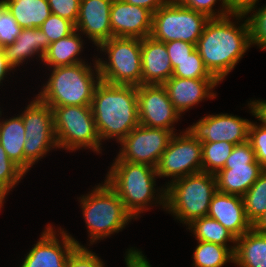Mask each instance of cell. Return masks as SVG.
<instances>
[{"instance_id":"1","label":"cell","mask_w":266,"mask_h":267,"mask_svg":"<svg viewBox=\"0 0 266 267\" xmlns=\"http://www.w3.org/2000/svg\"><path fill=\"white\" fill-rule=\"evenodd\" d=\"M230 16L241 20L246 15L233 13L222 18H211L196 44L205 67L219 82L232 72L252 45L248 19L238 26Z\"/></svg>"},{"instance_id":"2","label":"cell","mask_w":266,"mask_h":267,"mask_svg":"<svg viewBox=\"0 0 266 267\" xmlns=\"http://www.w3.org/2000/svg\"><path fill=\"white\" fill-rule=\"evenodd\" d=\"M100 141L115 138L120 143L139 122L137 87L100 81L91 102Z\"/></svg>"},{"instance_id":"3","label":"cell","mask_w":266,"mask_h":267,"mask_svg":"<svg viewBox=\"0 0 266 267\" xmlns=\"http://www.w3.org/2000/svg\"><path fill=\"white\" fill-rule=\"evenodd\" d=\"M157 176L156 168L150 165L115 161L104 181L117 193L125 209L138 219L151 204L166 208V188L161 187L159 192L154 188Z\"/></svg>"},{"instance_id":"4","label":"cell","mask_w":266,"mask_h":267,"mask_svg":"<svg viewBox=\"0 0 266 267\" xmlns=\"http://www.w3.org/2000/svg\"><path fill=\"white\" fill-rule=\"evenodd\" d=\"M93 67L95 73L86 62L51 68V76L37 97L50 107L91 106L95 88L101 81L96 59Z\"/></svg>"},{"instance_id":"5","label":"cell","mask_w":266,"mask_h":267,"mask_svg":"<svg viewBox=\"0 0 266 267\" xmlns=\"http://www.w3.org/2000/svg\"><path fill=\"white\" fill-rule=\"evenodd\" d=\"M166 188V211L187 225L207 216L217 192L215 174L200 172L170 181Z\"/></svg>"},{"instance_id":"6","label":"cell","mask_w":266,"mask_h":267,"mask_svg":"<svg viewBox=\"0 0 266 267\" xmlns=\"http://www.w3.org/2000/svg\"><path fill=\"white\" fill-rule=\"evenodd\" d=\"M80 205L89 229L90 244L123 230L134 217L125 209L117 193L106 183L80 197Z\"/></svg>"},{"instance_id":"7","label":"cell","mask_w":266,"mask_h":267,"mask_svg":"<svg viewBox=\"0 0 266 267\" xmlns=\"http://www.w3.org/2000/svg\"><path fill=\"white\" fill-rule=\"evenodd\" d=\"M98 48L108 60L96 58L101 81L115 85H142L141 39L112 37Z\"/></svg>"},{"instance_id":"8","label":"cell","mask_w":266,"mask_h":267,"mask_svg":"<svg viewBox=\"0 0 266 267\" xmlns=\"http://www.w3.org/2000/svg\"><path fill=\"white\" fill-rule=\"evenodd\" d=\"M51 108L58 148L75 151L84 147L101 153L102 143L96 130L91 106Z\"/></svg>"},{"instance_id":"9","label":"cell","mask_w":266,"mask_h":267,"mask_svg":"<svg viewBox=\"0 0 266 267\" xmlns=\"http://www.w3.org/2000/svg\"><path fill=\"white\" fill-rule=\"evenodd\" d=\"M209 20L207 15L172 0L153 13L150 36L164 43L181 40L196 45Z\"/></svg>"},{"instance_id":"10","label":"cell","mask_w":266,"mask_h":267,"mask_svg":"<svg viewBox=\"0 0 266 267\" xmlns=\"http://www.w3.org/2000/svg\"><path fill=\"white\" fill-rule=\"evenodd\" d=\"M25 126L24 172L52 148H58L54 131L52 108L37 96L21 113Z\"/></svg>"},{"instance_id":"11","label":"cell","mask_w":266,"mask_h":267,"mask_svg":"<svg viewBox=\"0 0 266 267\" xmlns=\"http://www.w3.org/2000/svg\"><path fill=\"white\" fill-rule=\"evenodd\" d=\"M182 133V134H181ZM171 137L156 166L158 177L176 179L202 172V143L186 129Z\"/></svg>"},{"instance_id":"12","label":"cell","mask_w":266,"mask_h":267,"mask_svg":"<svg viewBox=\"0 0 266 267\" xmlns=\"http://www.w3.org/2000/svg\"><path fill=\"white\" fill-rule=\"evenodd\" d=\"M174 132L163 128L138 125L121 142L115 161L147 164L154 168Z\"/></svg>"},{"instance_id":"13","label":"cell","mask_w":266,"mask_h":267,"mask_svg":"<svg viewBox=\"0 0 266 267\" xmlns=\"http://www.w3.org/2000/svg\"><path fill=\"white\" fill-rule=\"evenodd\" d=\"M137 97L140 125L175 133L173 124L178 122L181 115L173 106L163 85L142 84L137 87Z\"/></svg>"},{"instance_id":"14","label":"cell","mask_w":266,"mask_h":267,"mask_svg":"<svg viewBox=\"0 0 266 267\" xmlns=\"http://www.w3.org/2000/svg\"><path fill=\"white\" fill-rule=\"evenodd\" d=\"M250 124V120L228 113L208 114L186 129L201 143L226 141L236 145L248 140Z\"/></svg>"},{"instance_id":"15","label":"cell","mask_w":266,"mask_h":267,"mask_svg":"<svg viewBox=\"0 0 266 267\" xmlns=\"http://www.w3.org/2000/svg\"><path fill=\"white\" fill-rule=\"evenodd\" d=\"M50 225L48 224L37 243L27 253L21 267H66L71 252L77 246L83 247L62 228L59 232L62 239L59 240L56 230Z\"/></svg>"},{"instance_id":"16","label":"cell","mask_w":266,"mask_h":267,"mask_svg":"<svg viewBox=\"0 0 266 267\" xmlns=\"http://www.w3.org/2000/svg\"><path fill=\"white\" fill-rule=\"evenodd\" d=\"M153 14L123 0H113L110 10L112 37L142 39L150 36Z\"/></svg>"},{"instance_id":"17","label":"cell","mask_w":266,"mask_h":267,"mask_svg":"<svg viewBox=\"0 0 266 267\" xmlns=\"http://www.w3.org/2000/svg\"><path fill=\"white\" fill-rule=\"evenodd\" d=\"M113 0H80L75 29L99 46L112 38L110 10Z\"/></svg>"},{"instance_id":"18","label":"cell","mask_w":266,"mask_h":267,"mask_svg":"<svg viewBox=\"0 0 266 267\" xmlns=\"http://www.w3.org/2000/svg\"><path fill=\"white\" fill-rule=\"evenodd\" d=\"M218 84L216 78L189 79L172 76L163 86L173 106L181 115L202 100L216 97L212 89Z\"/></svg>"},{"instance_id":"19","label":"cell","mask_w":266,"mask_h":267,"mask_svg":"<svg viewBox=\"0 0 266 267\" xmlns=\"http://www.w3.org/2000/svg\"><path fill=\"white\" fill-rule=\"evenodd\" d=\"M208 216L217 220L236 238L252 229L241 196L216 192L210 202Z\"/></svg>"},{"instance_id":"20","label":"cell","mask_w":266,"mask_h":267,"mask_svg":"<svg viewBox=\"0 0 266 267\" xmlns=\"http://www.w3.org/2000/svg\"><path fill=\"white\" fill-rule=\"evenodd\" d=\"M142 84L163 85L173 74L164 42L147 36L141 39Z\"/></svg>"},{"instance_id":"21","label":"cell","mask_w":266,"mask_h":267,"mask_svg":"<svg viewBox=\"0 0 266 267\" xmlns=\"http://www.w3.org/2000/svg\"><path fill=\"white\" fill-rule=\"evenodd\" d=\"M49 44L46 34L37 27L22 29L14 43L0 48L7 62L15 69L35 54L42 60Z\"/></svg>"},{"instance_id":"22","label":"cell","mask_w":266,"mask_h":267,"mask_svg":"<svg viewBox=\"0 0 266 267\" xmlns=\"http://www.w3.org/2000/svg\"><path fill=\"white\" fill-rule=\"evenodd\" d=\"M263 171L259 163L224 165L215 174L217 191L242 197Z\"/></svg>"},{"instance_id":"23","label":"cell","mask_w":266,"mask_h":267,"mask_svg":"<svg viewBox=\"0 0 266 267\" xmlns=\"http://www.w3.org/2000/svg\"><path fill=\"white\" fill-rule=\"evenodd\" d=\"M235 265L239 267H266V234L253 228L236 239Z\"/></svg>"},{"instance_id":"24","label":"cell","mask_w":266,"mask_h":267,"mask_svg":"<svg viewBox=\"0 0 266 267\" xmlns=\"http://www.w3.org/2000/svg\"><path fill=\"white\" fill-rule=\"evenodd\" d=\"M76 29L68 36L49 44L42 62L51 68L75 65L83 61L77 57L83 50V40Z\"/></svg>"},{"instance_id":"25","label":"cell","mask_w":266,"mask_h":267,"mask_svg":"<svg viewBox=\"0 0 266 267\" xmlns=\"http://www.w3.org/2000/svg\"><path fill=\"white\" fill-rule=\"evenodd\" d=\"M22 29L40 27L52 14L48 0H1Z\"/></svg>"},{"instance_id":"26","label":"cell","mask_w":266,"mask_h":267,"mask_svg":"<svg viewBox=\"0 0 266 267\" xmlns=\"http://www.w3.org/2000/svg\"><path fill=\"white\" fill-rule=\"evenodd\" d=\"M25 126L20 115L0 121V144L8 157L24 171Z\"/></svg>"},{"instance_id":"27","label":"cell","mask_w":266,"mask_h":267,"mask_svg":"<svg viewBox=\"0 0 266 267\" xmlns=\"http://www.w3.org/2000/svg\"><path fill=\"white\" fill-rule=\"evenodd\" d=\"M197 241H204L226 246L233 254L236 247V237L217 220L207 216L200 217L188 225ZM232 242L233 246H228Z\"/></svg>"},{"instance_id":"28","label":"cell","mask_w":266,"mask_h":267,"mask_svg":"<svg viewBox=\"0 0 266 267\" xmlns=\"http://www.w3.org/2000/svg\"><path fill=\"white\" fill-rule=\"evenodd\" d=\"M193 259L194 267H222L227 262L232 263L234 256L226 246L198 241Z\"/></svg>"},{"instance_id":"29","label":"cell","mask_w":266,"mask_h":267,"mask_svg":"<svg viewBox=\"0 0 266 267\" xmlns=\"http://www.w3.org/2000/svg\"><path fill=\"white\" fill-rule=\"evenodd\" d=\"M247 219L252 225L266 211V170L242 196Z\"/></svg>"},{"instance_id":"30","label":"cell","mask_w":266,"mask_h":267,"mask_svg":"<svg viewBox=\"0 0 266 267\" xmlns=\"http://www.w3.org/2000/svg\"><path fill=\"white\" fill-rule=\"evenodd\" d=\"M234 146L226 141L202 143V172L216 174L223 169Z\"/></svg>"},{"instance_id":"31","label":"cell","mask_w":266,"mask_h":267,"mask_svg":"<svg viewBox=\"0 0 266 267\" xmlns=\"http://www.w3.org/2000/svg\"><path fill=\"white\" fill-rule=\"evenodd\" d=\"M25 172L16 165L7 155L0 144V208L6 195L23 179Z\"/></svg>"},{"instance_id":"32","label":"cell","mask_w":266,"mask_h":267,"mask_svg":"<svg viewBox=\"0 0 266 267\" xmlns=\"http://www.w3.org/2000/svg\"><path fill=\"white\" fill-rule=\"evenodd\" d=\"M173 68L172 76L178 78H215L205 67L204 62L195 49L187 58L179 62H171Z\"/></svg>"},{"instance_id":"33","label":"cell","mask_w":266,"mask_h":267,"mask_svg":"<svg viewBox=\"0 0 266 267\" xmlns=\"http://www.w3.org/2000/svg\"><path fill=\"white\" fill-rule=\"evenodd\" d=\"M256 7L257 5L245 13L246 16L249 13H253L250 17H247L250 27L251 43L252 45H257L260 49L266 50V5L258 8V10Z\"/></svg>"},{"instance_id":"34","label":"cell","mask_w":266,"mask_h":267,"mask_svg":"<svg viewBox=\"0 0 266 267\" xmlns=\"http://www.w3.org/2000/svg\"><path fill=\"white\" fill-rule=\"evenodd\" d=\"M39 28L46 34L51 44L70 35L75 30V25L65 18L51 14Z\"/></svg>"},{"instance_id":"35","label":"cell","mask_w":266,"mask_h":267,"mask_svg":"<svg viewBox=\"0 0 266 267\" xmlns=\"http://www.w3.org/2000/svg\"><path fill=\"white\" fill-rule=\"evenodd\" d=\"M22 28L18 25L12 14L5 6L0 2V47L12 44L19 36Z\"/></svg>"},{"instance_id":"36","label":"cell","mask_w":266,"mask_h":267,"mask_svg":"<svg viewBox=\"0 0 266 267\" xmlns=\"http://www.w3.org/2000/svg\"><path fill=\"white\" fill-rule=\"evenodd\" d=\"M185 7L203 13L211 18H222L228 15H232L233 12L227 5L226 0H178ZM217 1L222 4V9H218V13L213 9ZM220 10V11H219Z\"/></svg>"},{"instance_id":"37","label":"cell","mask_w":266,"mask_h":267,"mask_svg":"<svg viewBox=\"0 0 266 267\" xmlns=\"http://www.w3.org/2000/svg\"><path fill=\"white\" fill-rule=\"evenodd\" d=\"M248 141L255 152L256 160L266 170V127L251 122Z\"/></svg>"},{"instance_id":"38","label":"cell","mask_w":266,"mask_h":267,"mask_svg":"<svg viewBox=\"0 0 266 267\" xmlns=\"http://www.w3.org/2000/svg\"><path fill=\"white\" fill-rule=\"evenodd\" d=\"M100 257L83 247H76L69 255L66 267H104Z\"/></svg>"},{"instance_id":"39","label":"cell","mask_w":266,"mask_h":267,"mask_svg":"<svg viewBox=\"0 0 266 267\" xmlns=\"http://www.w3.org/2000/svg\"><path fill=\"white\" fill-rule=\"evenodd\" d=\"M51 13L71 21L74 25L79 16L80 0H48Z\"/></svg>"},{"instance_id":"40","label":"cell","mask_w":266,"mask_h":267,"mask_svg":"<svg viewBox=\"0 0 266 267\" xmlns=\"http://www.w3.org/2000/svg\"><path fill=\"white\" fill-rule=\"evenodd\" d=\"M259 163L256 160L255 152L253 151L250 142L236 144L226 160L225 165H239V164H251Z\"/></svg>"},{"instance_id":"41","label":"cell","mask_w":266,"mask_h":267,"mask_svg":"<svg viewBox=\"0 0 266 267\" xmlns=\"http://www.w3.org/2000/svg\"><path fill=\"white\" fill-rule=\"evenodd\" d=\"M167 53L170 62H179L187 58L195 49L196 45L181 40L166 42Z\"/></svg>"},{"instance_id":"42","label":"cell","mask_w":266,"mask_h":267,"mask_svg":"<svg viewBox=\"0 0 266 267\" xmlns=\"http://www.w3.org/2000/svg\"><path fill=\"white\" fill-rule=\"evenodd\" d=\"M146 258L147 257L142 254V251L132 247L126 251V267H151Z\"/></svg>"},{"instance_id":"43","label":"cell","mask_w":266,"mask_h":267,"mask_svg":"<svg viewBox=\"0 0 266 267\" xmlns=\"http://www.w3.org/2000/svg\"><path fill=\"white\" fill-rule=\"evenodd\" d=\"M124 2L136 5L149 10L152 14L160 7L169 4L172 0H123Z\"/></svg>"},{"instance_id":"44","label":"cell","mask_w":266,"mask_h":267,"mask_svg":"<svg viewBox=\"0 0 266 267\" xmlns=\"http://www.w3.org/2000/svg\"><path fill=\"white\" fill-rule=\"evenodd\" d=\"M250 113L255 116L263 127H266V100H250L248 103Z\"/></svg>"},{"instance_id":"45","label":"cell","mask_w":266,"mask_h":267,"mask_svg":"<svg viewBox=\"0 0 266 267\" xmlns=\"http://www.w3.org/2000/svg\"><path fill=\"white\" fill-rule=\"evenodd\" d=\"M228 7L233 13H246L249 9L256 6L259 0H226Z\"/></svg>"},{"instance_id":"46","label":"cell","mask_w":266,"mask_h":267,"mask_svg":"<svg viewBox=\"0 0 266 267\" xmlns=\"http://www.w3.org/2000/svg\"><path fill=\"white\" fill-rule=\"evenodd\" d=\"M11 70H13V67L7 62L0 48V83H2L1 81L4 80L6 73Z\"/></svg>"},{"instance_id":"47","label":"cell","mask_w":266,"mask_h":267,"mask_svg":"<svg viewBox=\"0 0 266 267\" xmlns=\"http://www.w3.org/2000/svg\"><path fill=\"white\" fill-rule=\"evenodd\" d=\"M252 228L262 234H266V211L252 225Z\"/></svg>"}]
</instances>
